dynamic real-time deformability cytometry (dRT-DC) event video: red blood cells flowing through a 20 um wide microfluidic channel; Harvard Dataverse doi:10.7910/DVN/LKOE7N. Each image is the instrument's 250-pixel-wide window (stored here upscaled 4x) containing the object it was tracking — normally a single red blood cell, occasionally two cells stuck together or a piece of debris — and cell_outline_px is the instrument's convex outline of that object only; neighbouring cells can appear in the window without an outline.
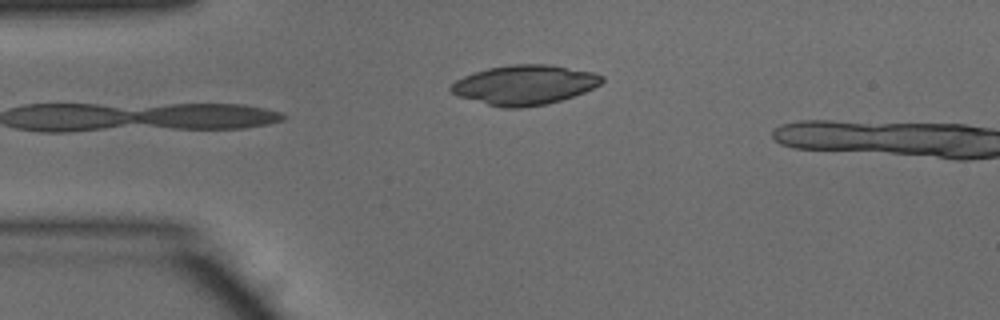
{"species": "common noctule bat (a hibernating species)", "species_latin": "Nyctalus noctula", "temperature_condition": "warm", "stored_images_in_passage": 3, "camera_frame_rate_fps": 3000, "um_per_image_px": 0.085, "animal": {"sex": "male", "body_mass_g": 15.6}, "frame": {"image": 1, "passage_image": 1, "time_ms": 0.0, "image_size_px": [1000, 320], "cell_outline_px": [[604, 80], [600, 84], [584, 92], [548, 104], [520, 108], [504, 108], [488, 104], [460, 96], [452, 92], [448, 88], [456, 80], [464, 76], [488, 68], [512, 64], [548, 64], [596, 72], [604, 76]], "centroid_in_image_um": [44.63, 7.2], "position_along_channel_um": 40.4, "area_um2": 34.68}}